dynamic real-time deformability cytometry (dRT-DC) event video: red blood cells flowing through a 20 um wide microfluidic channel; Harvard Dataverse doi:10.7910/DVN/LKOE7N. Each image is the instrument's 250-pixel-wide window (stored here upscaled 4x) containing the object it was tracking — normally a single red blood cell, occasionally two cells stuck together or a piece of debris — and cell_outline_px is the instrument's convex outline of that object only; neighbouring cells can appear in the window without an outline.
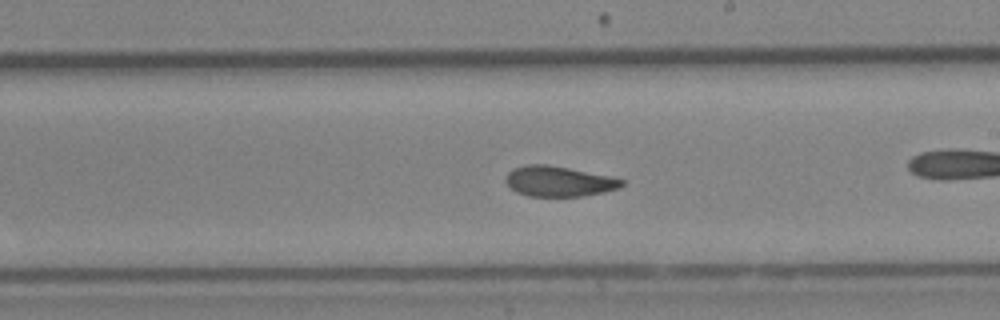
{"species": "Egyptian fruit bat (a non-hibernating species)", "species_latin": "Rousettus aegyptiacus", "temperature_condition": "cold", "stored_images_in_passage": 53, "camera_frame_rate_fps": 3000, "um_per_image_px": 0.085, "animal": {"sex": "female"}, "frame": {"image": 1, "passage_image": 31, "time_ms": 10.0, "image_size_px": [1000, 320], "cell_outline_px": [[624, 184], [620, 188], [604, 192], [584, 196], [528, 196], [516, 192], [504, 180], [508, 172], [512, 168], [524, 164], [548, 164], [608, 176], [624, 180]], "centroid_in_image_um": [47.47, 15.41], "position_along_channel_um": 241.5, "area_um2": 20.52}, "authors_computed_cell_mechanics": {"area_um2": 20.9814, "velocity_mm_per_s": 3.9318, "shape_relaxation_time_tau1_ms": 10.2884, "shape_relaxation_time_tau2_ms": 1.8308, "deformation_change_tau1": 0.199, "deformation_change_tau2": 0.0609}}